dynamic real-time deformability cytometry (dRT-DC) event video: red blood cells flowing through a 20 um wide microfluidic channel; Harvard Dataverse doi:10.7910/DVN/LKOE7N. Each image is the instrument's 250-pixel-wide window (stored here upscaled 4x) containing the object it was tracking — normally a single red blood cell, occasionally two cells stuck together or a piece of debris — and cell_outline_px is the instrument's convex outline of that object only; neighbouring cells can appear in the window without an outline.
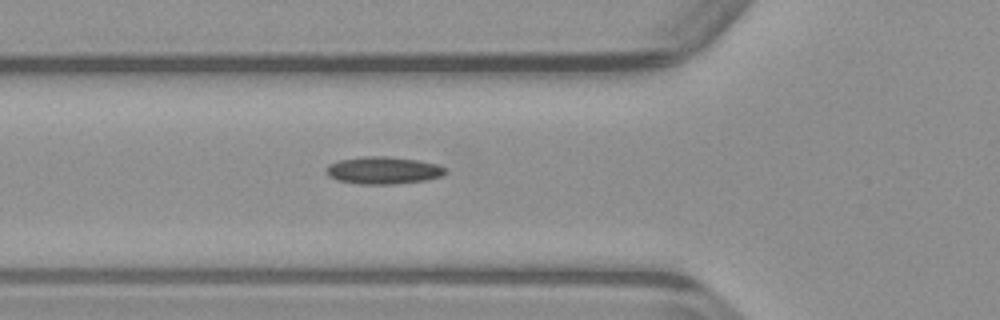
{"species": "common noctule bat (a hibernating species)", "species_latin": "Nyctalus noctula", "temperature_condition": "warm", "stored_images_in_passage": 29, "camera_frame_rate_fps": 3000, "um_per_image_px": 0.085, "animal": {"sex": "male", "body_mass_g": 23.1, "forearm_length_mm": 52.7}, "frame": {"image": 1, "passage_image": 2, "time_ms": 0.333, "image_size_px": [1000, 320], "cell_outline_px": [[448, 172], [444, 176], [424, 180], [392, 184], [360, 184], [336, 180], [328, 176], [324, 168], [328, 164], [340, 160], [364, 156], [388, 156], [420, 160], [440, 164]], "centroid_in_image_um": [32.59, 14.47], "position_along_channel_um": 93.2, "area_um2": 19.25}}
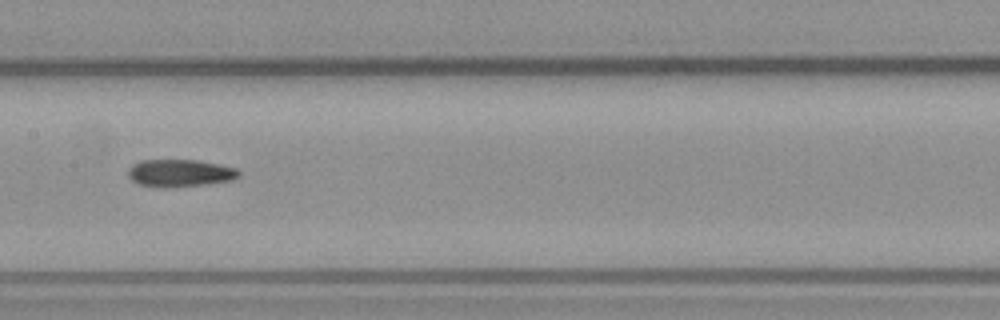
{"frame": {"image": 2, "passage_image": 9, "time_ms": 2.667, "image_size_px": [1000, 320], "cell_outline_px": [[240, 176], [232, 180], [204, 184], [164, 188], [156, 188], [140, 184], [132, 180], [128, 176], [128, 168], [132, 164], [140, 160], [196, 160], [220, 164], [236, 168], [240, 172]], "centroid_in_image_um": [15.27, 14.71], "position_along_channel_um": 192.1, "area_um2": 17.8}}
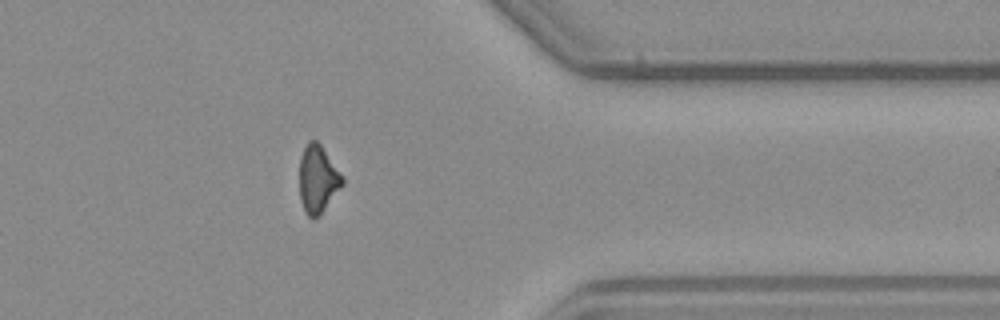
{"frame": {"image": 3, "passage_image": 24, "time_ms": 7.667, "image_size_px": [1000, 320], "cell_outline_px": [[344, 184], [320, 216], [312, 220], [304, 212], [300, 200], [300, 156], [308, 140], [316, 140], [320, 144], [344, 176]], "centroid_in_image_um": [27.02, 15.26], "position_along_channel_um": 384.4, "area_um2": 17.22}}